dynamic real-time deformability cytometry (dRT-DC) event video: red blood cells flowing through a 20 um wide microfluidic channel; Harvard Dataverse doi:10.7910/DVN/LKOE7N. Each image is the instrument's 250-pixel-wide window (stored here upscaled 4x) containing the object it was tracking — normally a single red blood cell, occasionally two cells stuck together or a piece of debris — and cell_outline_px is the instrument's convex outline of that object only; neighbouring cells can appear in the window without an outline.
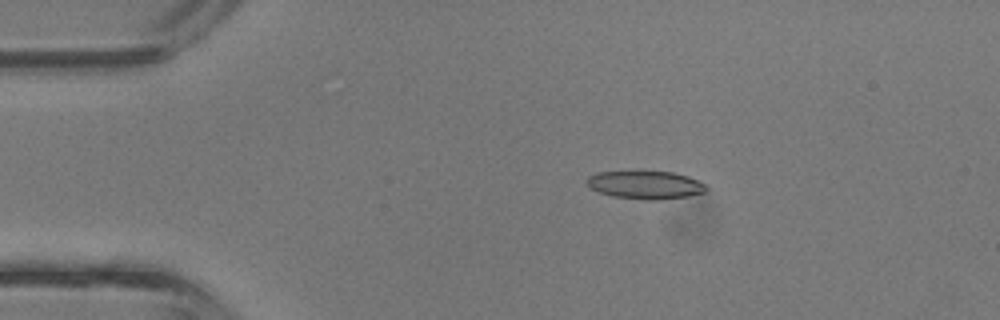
{"species": "common noctule bat (a hibernating species)", "species_latin": "Nyctalus noctula", "temperature_condition": "room temperature", "stored_images_in_passage": 42, "camera_frame_rate_fps": 3000, "um_per_image_px": 0.085, "animal": {"sex": "male", "body_mass_g": 13.3}, "frame": {"image": 1, "passage_image": 8, "time_ms": 2.333, "image_size_px": [1000, 320], "cell_outline_px": [[708, 188], [704, 192], [688, 196], [660, 200], [644, 200], [612, 196], [588, 188], [584, 180], [588, 176], [596, 172], [672, 172], [688, 176], [704, 184]], "centroid_in_image_um": [54.81, 15.73], "position_along_channel_um": 30.2, "area_um2": 19.54}}
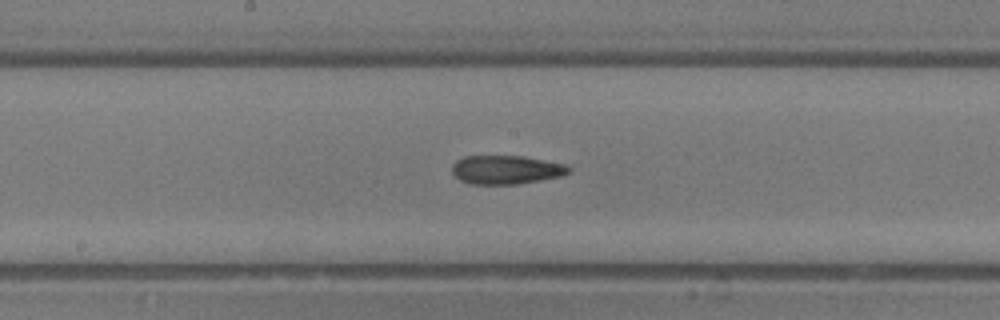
{"frame": {"image": 2, "passage_image": 22, "time_ms": 7.0, "image_size_px": [1000, 320], "cell_outline_px": [[572, 168], [564, 176], [516, 184], [472, 184], [460, 180], [452, 172], [452, 164], [456, 160], [464, 156], [520, 156], [564, 164]], "centroid_in_image_um": [43.0, 14.43], "position_along_channel_um": 205.2, "area_um2": 19.42}}
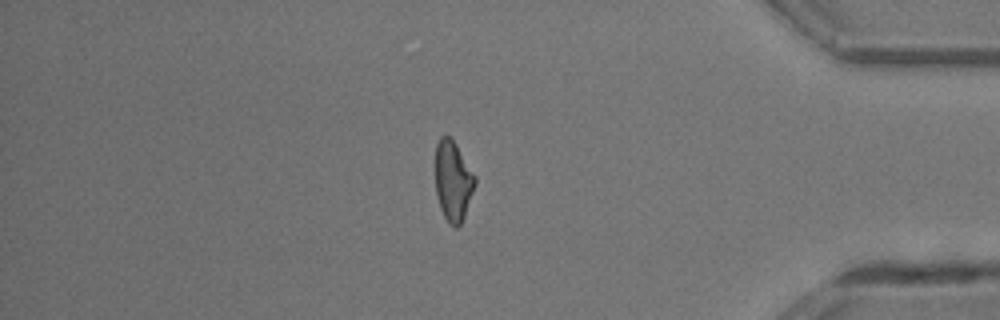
{"frame": {"image": 3, "passage_image": 36, "time_ms": 11.667, "image_size_px": [1000, 320], "cell_outline_px": [[476, 184], [464, 216], [460, 224], [456, 228], [444, 216], [440, 208], [436, 192], [436, 144], [440, 136], [448, 136], [452, 140], [476, 176]], "centroid_in_image_um": [38.51, 15.38], "position_along_channel_um": 396.7, "area_um2": 18.09}, "authors_computed_cell_mechanics": {"area_um2": 19.3919, "velocity_mm_per_s": 4.8558, "shape_relaxation_time_tau1_ms": 7.2693, "shape_relaxation_time_tau2_ms": 3.2614, "deformation_change_tau1": 0.2252, "deformation_change_tau2": 0.1466}}